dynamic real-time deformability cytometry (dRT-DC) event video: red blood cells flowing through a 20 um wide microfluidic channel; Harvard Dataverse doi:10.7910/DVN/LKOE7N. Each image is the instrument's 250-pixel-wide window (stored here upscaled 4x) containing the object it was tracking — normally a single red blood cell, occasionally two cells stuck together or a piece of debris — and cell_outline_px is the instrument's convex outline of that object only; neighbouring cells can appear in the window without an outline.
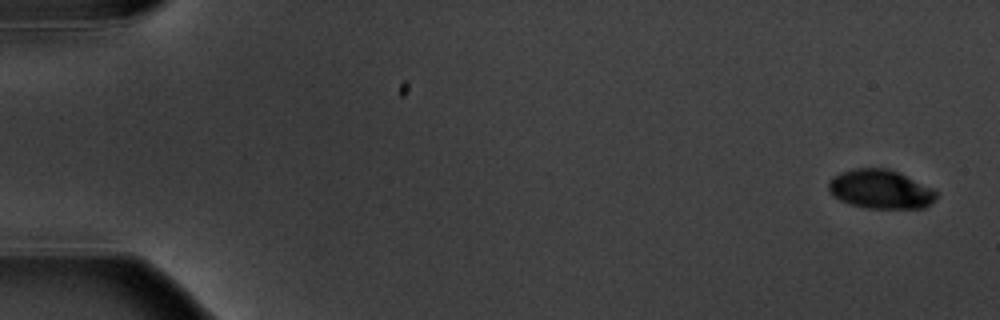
{"species": "common noctule bat (a hibernating species)", "species_latin": "Nyctalus noctula", "temperature_condition": "warm", "stored_images_in_passage": 9, "camera_frame_rate_fps": 3000, "um_per_image_px": 0.085, "animal": {"sex": "male", "body_mass_g": 20.1, "forearm_length_mm": 53.5}, "frame": {"image": 1, "passage_image": 1, "time_ms": 0.0, "image_size_px": [1000, 320], "cell_outline_px": [[936, 196], [924, 208], [864, 208], [848, 204], [832, 196], [828, 188], [828, 184], [832, 176], [840, 172], [856, 168], [888, 168], [932, 188], [936, 192]], "centroid_in_image_um": [74.77, 16.09], "position_along_channel_um": 10.2, "area_um2": 24.33}}
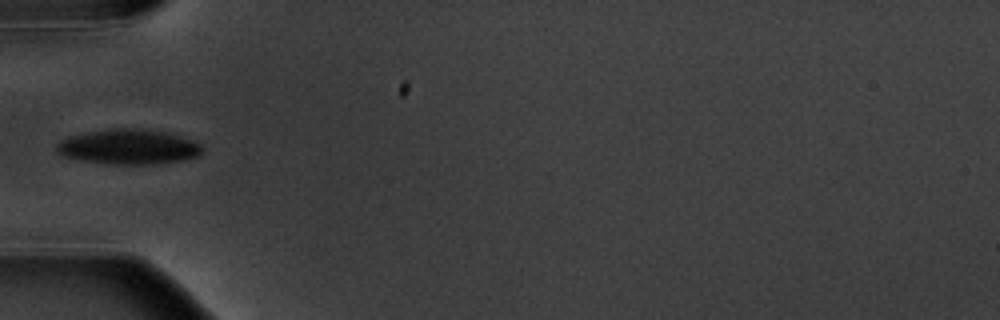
{"frame": {"image": 2, "passage_image": 6, "time_ms": 6.0, "image_size_px": [1000, 320], "cell_outline_px": [[204, 148], [200, 156], [184, 160], [152, 164], [104, 164], [64, 156], [56, 152], [56, 144], [60, 140], [68, 136], [116, 128], [128, 128], [164, 132], [180, 136], [192, 140], [200, 144]], "centroid_in_image_um": [10.94, 12.5], "position_along_channel_um": 74.1, "area_um2": 29.48}}
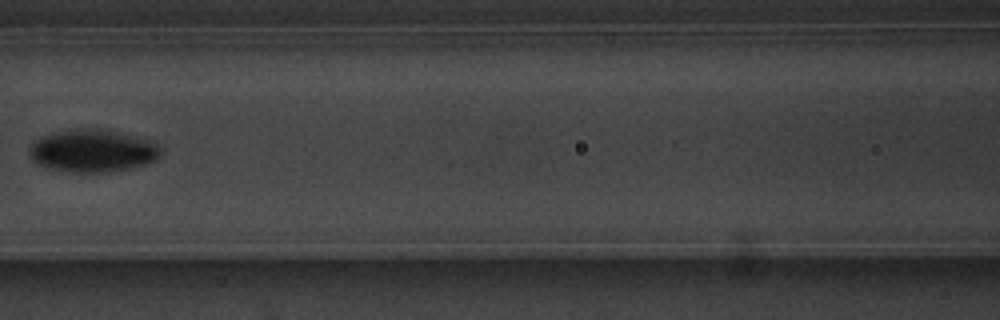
{"frame": {"image": 3, "passage_image": 8, "time_ms": 8.333, "image_size_px": [1000, 320], "cell_outline_px": [[160, 156], [156, 160], [132, 168], [108, 172], [68, 172], [48, 168], [32, 160], [32, 144], [36, 140], [52, 132], [76, 128], [100, 128], [120, 132], [148, 140], [156, 144], [160, 148]], "centroid_in_image_um": [7.9, 12.81], "position_along_channel_um": 158.7, "area_um2": 32.43}}